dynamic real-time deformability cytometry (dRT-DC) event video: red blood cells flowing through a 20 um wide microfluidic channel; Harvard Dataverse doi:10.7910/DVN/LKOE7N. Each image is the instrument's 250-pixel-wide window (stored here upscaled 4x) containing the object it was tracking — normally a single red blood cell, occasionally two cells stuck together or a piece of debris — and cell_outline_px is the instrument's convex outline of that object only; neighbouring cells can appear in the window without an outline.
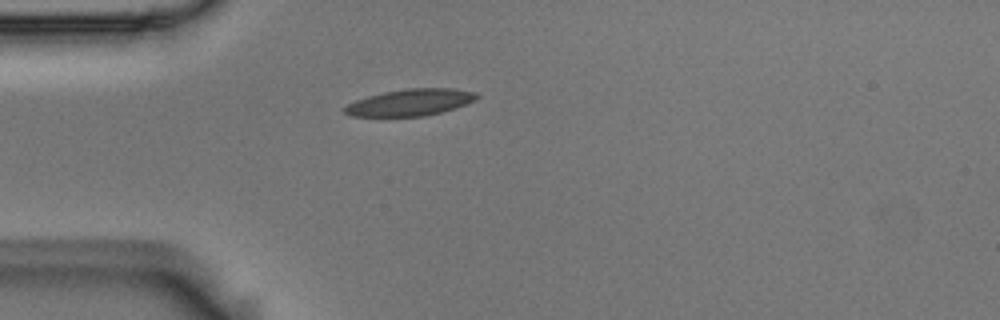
{"species": "Egyptian fruit bat (a non-hibernating species)", "species_latin": "Rousettus aegyptiacus", "temperature_condition": "room temperature", "stored_images_in_passage": 40, "camera_frame_rate_fps": 3000, "um_per_image_px": 0.085, "animal": {"sex": "male"}, "frame": {"image": 1, "passage_image": 1, "time_ms": 0.0, "image_size_px": [1000, 320], "cell_outline_px": [[480, 96], [476, 100], [440, 112], [424, 116], [352, 116], [344, 112], [340, 108], [356, 100], [368, 96], [384, 92], [408, 88], [452, 88], [476, 92]], "centroid_in_image_um": [34.85, 8.7], "position_along_channel_um": 50.1, "area_um2": 20.4}}
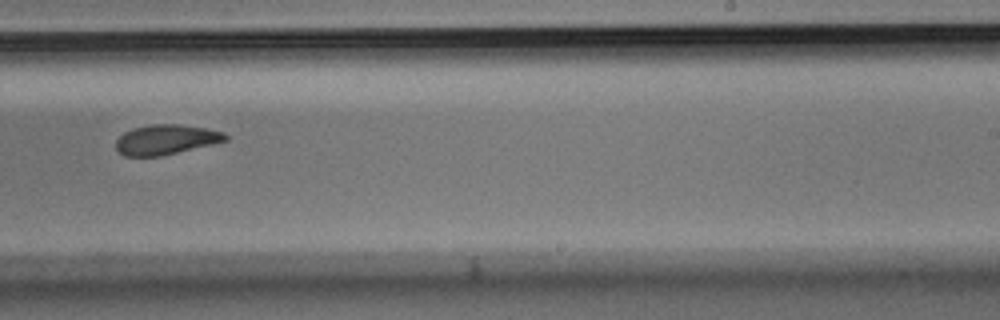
{"frame": {"image": 2, "passage_image": 20, "time_ms": 6.333, "image_size_px": [1000, 320], "cell_outline_px": [[228, 140], [212, 144], [160, 156], [124, 156], [116, 148], [116, 140], [124, 132], [132, 128], [152, 124], [180, 124], [204, 128], [224, 132], [228, 136]], "centroid_in_image_um": [14.1, 11.86], "position_along_channel_um": 274.9, "area_um2": 18.96}}
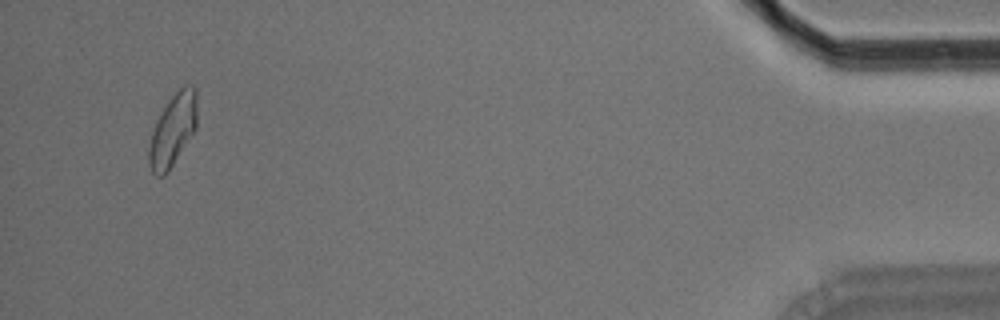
{"frame": {"image": 3, "passage_image": 38, "time_ms": 12.333, "image_size_px": [1000, 320], "cell_outline_px": [[196, 128], [164, 176], [156, 176], [152, 172], [148, 164], [148, 148], [152, 132], [156, 120], [172, 96], [184, 84], [192, 84], [196, 88]], "centroid_in_image_um": [14.67, 11.03], "position_along_channel_um": 420.5, "area_um2": 19.88}, "authors_computed_cell_mechanics": {"area_um2": 19.7676, "velocity_mm_per_s": 3.7127, "shape_relaxation_time_tau1_ms": 6.0396, "shape_relaxation_time_tau2_ms": 2.9849, "deformation_change_tau1": 0.1597, "deformation_change_tau2": 0.091}}